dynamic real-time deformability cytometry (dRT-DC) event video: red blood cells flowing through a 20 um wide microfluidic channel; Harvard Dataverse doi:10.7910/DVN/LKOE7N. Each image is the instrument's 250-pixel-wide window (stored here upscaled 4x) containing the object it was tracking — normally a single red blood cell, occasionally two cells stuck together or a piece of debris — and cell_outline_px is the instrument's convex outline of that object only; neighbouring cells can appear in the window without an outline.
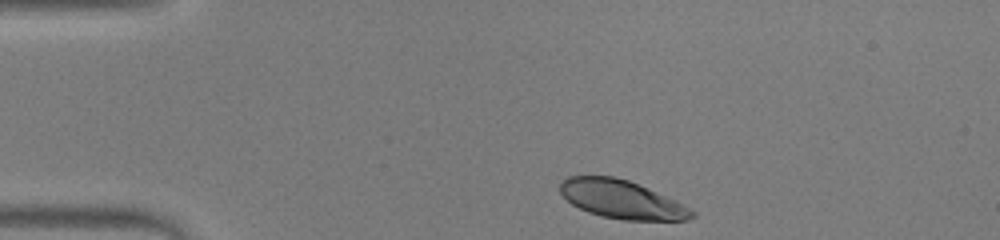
{"species": "human", "species_latin": "Homo sapiens", "temperature_condition": "warm", "stored_images_in_passage": 40, "camera_frame_rate_fps": 3000, "um_per_image_px": 0.085, "donor": {"sex": "male"}, "frame": {"image": 1, "passage_image": 1, "time_ms": 0.0, "image_size_px": [1000, 240], "cell_outline_px": [[696, 216], [688, 220], [620, 220], [600, 216], [588, 212], [572, 204], [560, 192], [560, 184], [568, 176], [612, 176], [628, 180], [648, 188], [676, 200], [696, 212]], "centroid_in_image_um": [52.87, 16.96], "position_along_channel_um": 32.1, "area_um2": 29.42}}
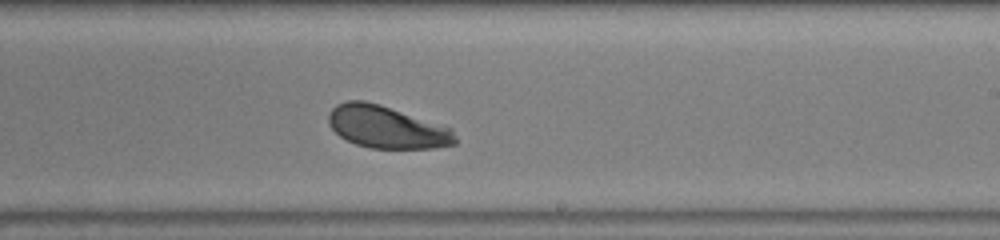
{"frame": {"image": 2, "passage_image": 21, "time_ms": 6.667, "image_size_px": [1000, 240], "cell_outline_px": [[456, 144], [432, 148], [368, 148], [356, 144], [340, 136], [328, 124], [328, 112], [336, 104], [348, 100], [364, 100], [380, 104], [452, 128], [456, 136]], "centroid_in_image_um": [32.85, 10.79], "position_along_channel_um": 256.1, "area_um2": 31.27}}
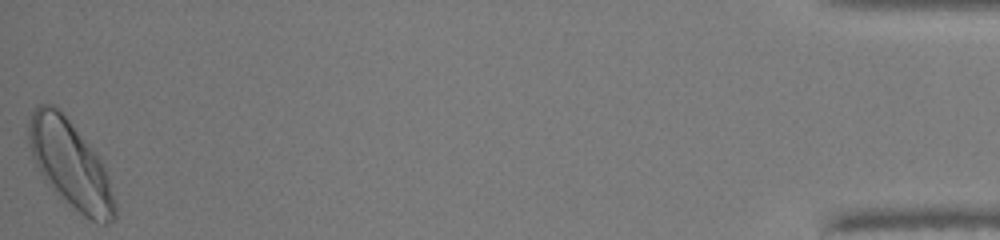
{"frame": {"image": 3, "passage_image": 40, "time_ms": 13.0, "image_size_px": [1000, 240], "cell_outline_px": [[116, 220], [108, 224], [96, 224], [84, 216], [48, 184], [44, 180], [32, 156], [28, 144], [28, 120], [36, 104], [52, 104], [60, 108], [96, 152], [104, 168], [116, 200]], "centroid_in_image_um": [5.98, 13.94], "position_along_channel_um": 429.2, "area_um2": 43.87}, "authors_computed_cell_mechanics": {"area_um2": 31.5877, "velocity_mm_per_s": 4.2248, "shape_relaxation_time_tau1_ms": 1.8327, "shape_relaxation_time_tau2_ms": null, "deformation_change_tau1": 0.1237, "deformation_change_tau2": null}}